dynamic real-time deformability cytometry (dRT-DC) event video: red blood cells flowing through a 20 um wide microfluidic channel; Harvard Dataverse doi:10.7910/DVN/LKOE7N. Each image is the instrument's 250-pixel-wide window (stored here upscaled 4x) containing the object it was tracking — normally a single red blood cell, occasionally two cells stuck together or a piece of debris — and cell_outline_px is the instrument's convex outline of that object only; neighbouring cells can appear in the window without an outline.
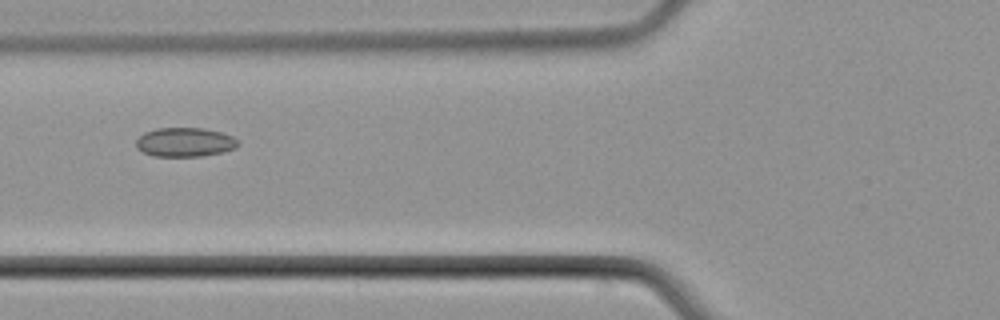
{"species": "common noctule bat (a hibernating species)", "species_latin": "Nyctalus noctula", "temperature_condition": "cold", "stored_images_in_passage": 8, "camera_frame_rate_fps": 3000, "um_per_image_px": 0.085, "animal": {"sex": "male", "body_mass_g": 21.5, "forearm_length_mm": 52.0}, "frame": {"image": 1, "passage_image": 6, "time_ms": 6.667, "image_size_px": [1000, 320], "cell_outline_px": [[240, 144], [236, 148], [224, 152], [200, 156], [152, 156], [136, 148], [136, 140], [144, 132], [156, 128], [204, 128], [220, 132], [232, 136]], "centroid_in_image_um": [15.71, 12.08], "position_along_channel_um": 110.1, "area_um2": 17.34}}
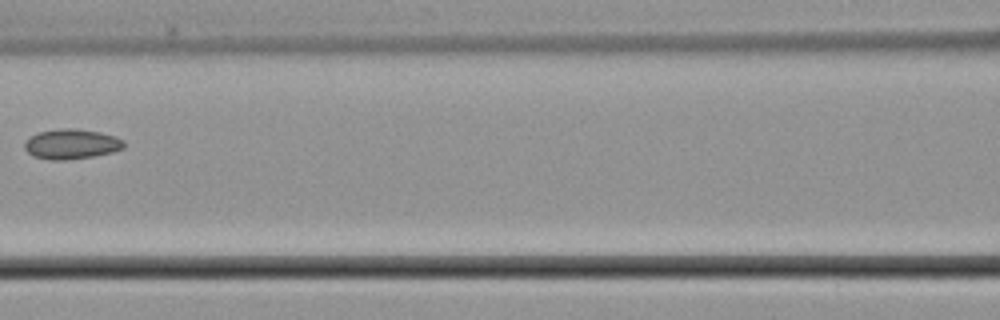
{"frame": {"image": 2, "passage_image": 7, "time_ms": 8.0, "image_size_px": [1000, 320], "cell_outline_px": [[124, 148], [112, 152], [92, 156], [68, 160], [52, 160], [32, 156], [24, 148], [24, 140], [28, 136], [40, 132], [60, 128], [76, 128], [100, 132], [116, 136], [124, 140]], "centroid_in_image_um": [6.05, 12.24], "position_along_channel_um": 160.6, "area_um2": 17.57}}
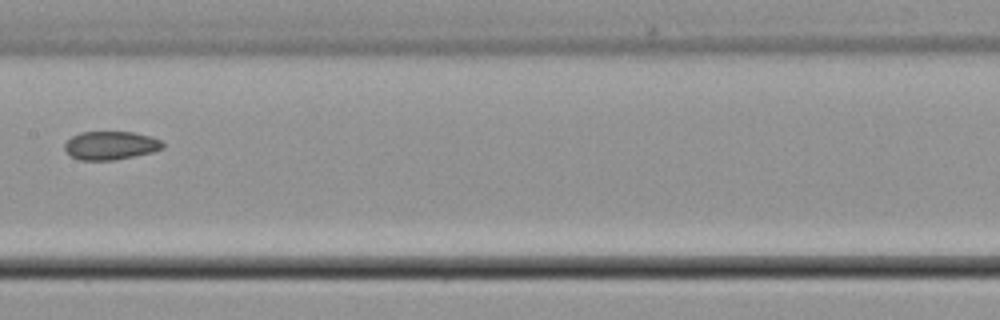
{"frame": {"image": 3, "passage_image": 8, "time_ms": 9.0, "image_size_px": [1000, 320], "cell_outline_px": [[164, 148], [152, 152], [112, 160], [80, 160], [72, 156], [64, 148], [64, 144], [72, 136], [80, 132], [132, 132], [152, 136], [160, 140], [164, 144]], "centroid_in_image_um": [9.41, 12.35], "position_along_channel_um": 198.0, "area_um2": 16.13}}